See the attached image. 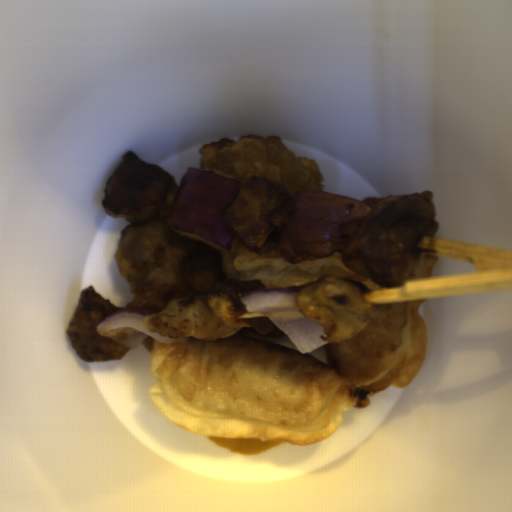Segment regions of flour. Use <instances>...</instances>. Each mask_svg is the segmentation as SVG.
<instances>
[{
	"label": "flour",
	"instance_id": "flour-3",
	"mask_svg": "<svg viewBox=\"0 0 512 512\" xmlns=\"http://www.w3.org/2000/svg\"><path fill=\"white\" fill-rule=\"evenodd\" d=\"M438 262V253L432 249H417V261L408 271L405 281L419 278H429Z\"/></svg>",
	"mask_w": 512,
	"mask_h": 512
},
{
	"label": "flour",
	"instance_id": "flour-2",
	"mask_svg": "<svg viewBox=\"0 0 512 512\" xmlns=\"http://www.w3.org/2000/svg\"><path fill=\"white\" fill-rule=\"evenodd\" d=\"M281 231H274L258 248H250L240 240L234 253L217 249L220 265L229 278L237 281H256L266 288L303 287L320 280L324 275L346 277L366 286L369 291L381 289L345 264L343 252L321 256L300 263L289 262L283 255L279 241Z\"/></svg>",
	"mask_w": 512,
	"mask_h": 512
},
{
	"label": "flour",
	"instance_id": "flour-1",
	"mask_svg": "<svg viewBox=\"0 0 512 512\" xmlns=\"http://www.w3.org/2000/svg\"><path fill=\"white\" fill-rule=\"evenodd\" d=\"M426 299L371 305L366 327L350 340L322 345L327 362L267 342L231 335L164 344L147 337L154 405L190 433L325 441L350 408L390 387L409 386L427 354Z\"/></svg>",
	"mask_w": 512,
	"mask_h": 512
}]
</instances>
